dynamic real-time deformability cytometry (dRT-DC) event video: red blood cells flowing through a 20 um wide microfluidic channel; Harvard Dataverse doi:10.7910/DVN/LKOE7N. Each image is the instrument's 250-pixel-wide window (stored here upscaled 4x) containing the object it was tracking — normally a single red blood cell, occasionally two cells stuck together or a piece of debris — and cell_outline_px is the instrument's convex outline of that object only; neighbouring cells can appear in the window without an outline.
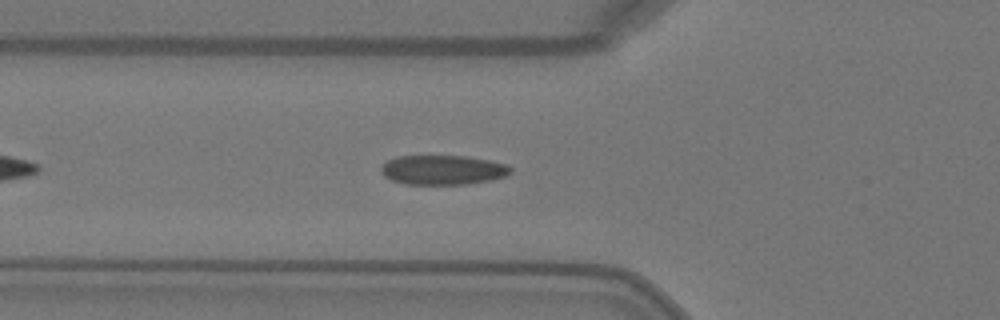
{"species": "Egyptian fruit bat (a non-hibernating species)", "species_latin": "Rousettus aegyptiacus", "temperature_condition": "warm", "stored_images_in_passage": 38, "camera_frame_rate_fps": 3000, "um_per_image_px": 0.085, "animal": {"sex": "female"}, "frame": {"image": 1, "passage_image": 6, "time_ms": 1.667, "image_size_px": [1000, 320], "cell_outline_px": [[512, 172], [508, 176], [492, 180], [468, 184], [404, 184], [392, 180], [384, 176], [380, 172], [380, 164], [396, 156], [464, 156], [488, 160], [508, 164], [512, 168]], "centroid_in_image_um": [37.64, 14.44], "position_along_channel_um": 88.2, "area_um2": 22.6}}
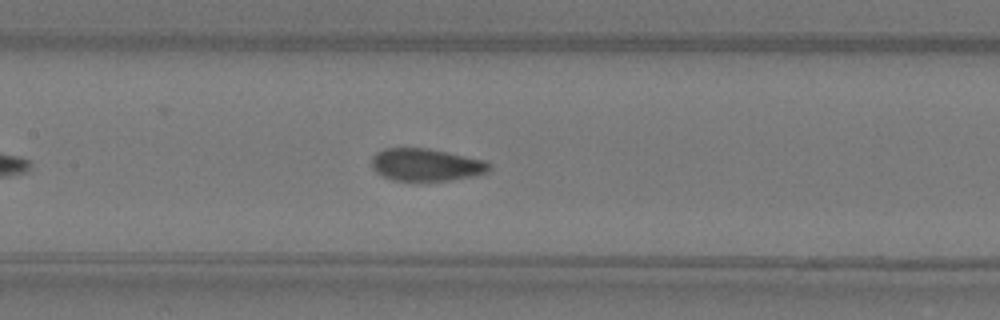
{"frame": {"image": 2, "passage_image": 12, "time_ms": 3.667, "image_size_px": [1000, 320], "cell_outline_px": [[492, 168], [488, 172], [472, 176], [448, 180], [392, 180], [376, 172], [372, 168], [372, 156], [376, 152], [384, 148], [428, 148], [484, 160], [492, 164]], "centroid_in_image_um": [36.21, 13.99], "position_along_channel_um": 171.2, "area_um2": 22.14}, "authors_computed_cell_mechanics": {"area_um2": 22.7732, "velocity_mm_per_s": 4.0986, "shape_relaxation_time_tau1_ms": 4.8576, "shape_relaxation_time_tau2_ms": null, "deformation_change_tau1": 0.1741, "deformation_change_tau2": null}}